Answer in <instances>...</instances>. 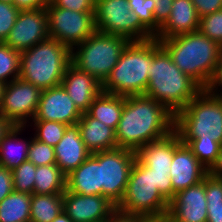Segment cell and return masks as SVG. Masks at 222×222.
I'll use <instances>...</instances> for the list:
<instances>
[{"instance_id":"1","label":"cell","mask_w":222,"mask_h":222,"mask_svg":"<svg viewBox=\"0 0 222 222\" xmlns=\"http://www.w3.org/2000/svg\"><path fill=\"white\" fill-rule=\"evenodd\" d=\"M175 115L146 95L125 96L116 129L117 148L137 151L143 145L169 136L174 131Z\"/></svg>"},{"instance_id":"2","label":"cell","mask_w":222,"mask_h":222,"mask_svg":"<svg viewBox=\"0 0 222 222\" xmlns=\"http://www.w3.org/2000/svg\"><path fill=\"white\" fill-rule=\"evenodd\" d=\"M203 89L173 62L157 38H153V61L144 95L176 115Z\"/></svg>"},{"instance_id":"3","label":"cell","mask_w":222,"mask_h":222,"mask_svg":"<svg viewBox=\"0 0 222 222\" xmlns=\"http://www.w3.org/2000/svg\"><path fill=\"white\" fill-rule=\"evenodd\" d=\"M175 65L202 89L213 80L222 47L199 30L172 38L158 39Z\"/></svg>"},{"instance_id":"4","label":"cell","mask_w":222,"mask_h":222,"mask_svg":"<svg viewBox=\"0 0 222 222\" xmlns=\"http://www.w3.org/2000/svg\"><path fill=\"white\" fill-rule=\"evenodd\" d=\"M152 61L153 38L131 41L102 83V92L122 96L144 95Z\"/></svg>"},{"instance_id":"5","label":"cell","mask_w":222,"mask_h":222,"mask_svg":"<svg viewBox=\"0 0 222 222\" xmlns=\"http://www.w3.org/2000/svg\"><path fill=\"white\" fill-rule=\"evenodd\" d=\"M20 78L41 90L61 85L71 64V49L56 39L47 38L20 52Z\"/></svg>"},{"instance_id":"6","label":"cell","mask_w":222,"mask_h":222,"mask_svg":"<svg viewBox=\"0 0 222 222\" xmlns=\"http://www.w3.org/2000/svg\"><path fill=\"white\" fill-rule=\"evenodd\" d=\"M180 140H214L222 146V97L203 89L175 115Z\"/></svg>"},{"instance_id":"7","label":"cell","mask_w":222,"mask_h":222,"mask_svg":"<svg viewBox=\"0 0 222 222\" xmlns=\"http://www.w3.org/2000/svg\"><path fill=\"white\" fill-rule=\"evenodd\" d=\"M131 41L96 31L71 50V63L103 83Z\"/></svg>"},{"instance_id":"8","label":"cell","mask_w":222,"mask_h":222,"mask_svg":"<svg viewBox=\"0 0 222 222\" xmlns=\"http://www.w3.org/2000/svg\"><path fill=\"white\" fill-rule=\"evenodd\" d=\"M117 209L129 214L142 215L150 220L168 214L169 202L158 191L154 173L137 159L131 169L124 197L117 205Z\"/></svg>"},{"instance_id":"9","label":"cell","mask_w":222,"mask_h":222,"mask_svg":"<svg viewBox=\"0 0 222 222\" xmlns=\"http://www.w3.org/2000/svg\"><path fill=\"white\" fill-rule=\"evenodd\" d=\"M96 30L108 35H120L130 41H145L155 36L131 11L127 0H101L95 4Z\"/></svg>"},{"instance_id":"10","label":"cell","mask_w":222,"mask_h":222,"mask_svg":"<svg viewBox=\"0 0 222 222\" xmlns=\"http://www.w3.org/2000/svg\"><path fill=\"white\" fill-rule=\"evenodd\" d=\"M46 11L49 38L56 39L71 50L97 31L95 12H78L55 7L51 2Z\"/></svg>"},{"instance_id":"11","label":"cell","mask_w":222,"mask_h":222,"mask_svg":"<svg viewBox=\"0 0 222 222\" xmlns=\"http://www.w3.org/2000/svg\"><path fill=\"white\" fill-rule=\"evenodd\" d=\"M91 155L100 164L102 196L118 205L124 197L130 172L136 160L135 151L115 148Z\"/></svg>"},{"instance_id":"12","label":"cell","mask_w":222,"mask_h":222,"mask_svg":"<svg viewBox=\"0 0 222 222\" xmlns=\"http://www.w3.org/2000/svg\"><path fill=\"white\" fill-rule=\"evenodd\" d=\"M42 90L16 78L4 86L0 115L14 126H27L34 118Z\"/></svg>"},{"instance_id":"13","label":"cell","mask_w":222,"mask_h":222,"mask_svg":"<svg viewBox=\"0 0 222 222\" xmlns=\"http://www.w3.org/2000/svg\"><path fill=\"white\" fill-rule=\"evenodd\" d=\"M49 38L46 8L19 11L13 28L5 40L10 48L22 52Z\"/></svg>"},{"instance_id":"14","label":"cell","mask_w":222,"mask_h":222,"mask_svg":"<svg viewBox=\"0 0 222 222\" xmlns=\"http://www.w3.org/2000/svg\"><path fill=\"white\" fill-rule=\"evenodd\" d=\"M117 209L109 198L100 195H79L67 188L63 193V211L73 222L108 220Z\"/></svg>"},{"instance_id":"15","label":"cell","mask_w":222,"mask_h":222,"mask_svg":"<svg viewBox=\"0 0 222 222\" xmlns=\"http://www.w3.org/2000/svg\"><path fill=\"white\" fill-rule=\"evenodd\" d=\"M82 113L62 85L42 90L36 114L32 120L57 121L76 125Z\"/></svg>"},{"instance_id":"16","label":"cell","mask_w":222,"mask_h":222,"mask_svg":"<svg viewBox=\"0 0 222 222\" xmlns=\"http://www.w3.org/2000/svg\"><path fill=\"white\" fill-rule=\"evenodd\" d=\"M207 213L204 177L198 184L175 194L167 215L175 222H206Z\"/></svg>"},{"instance_id":"17","label":"cell","mask_w":222,"mask_h":222,"mask_svg":"<svg viewBox=\"0 0 222 222\" xmlns=\"http://www.w3.org/2000/svg\"><path fill=\"white\" fill-rule=\"evenodd\" d=\"M169 176L172 182L173 198L175 194L203 181L208 169L203 166L185 144L174 150Z\"/></svg>"},{"instance_id":"18","label":"cell","mask_w":222,"mask_h":222,"mask_svg":"<svg viewBox=\"0 0 222 222\" xmlns=\"http://www.w3.org/2000/svg\"><path fill=\"white\" fill-rule=\"evenodd\" d=\"M61 85L81 113H86L94 99L102 92V83L72 63L64 73Z\"/></svg>"},{"instance_id":"19","label":"cell","mask_w":222,"mask_h":222,"mask_svg":"<svg viewBox=\"0 0 222 222\" xmlns=\"http://www.w3.org/2000/svg\"><path fill=\"white\" fill-rule=\"evenodd\" d=\"M54 151L56 165L66 176L78 168L91 154L85 147L77 124L67 127L62 139L54 147Z\"/></svg>"},{"instance_id":"20","label":"cell","mask_w":222,"mask_h":222,"mask_svg":"<svg viewBox=\"0 0 222 222\" xmlns=\"http://www.w3.org/2000/svg\"><path fill=\"white\" fill-rule=\"evenodd\" d=\"M181 144L179 135L173 131L163 139L150 142L139 148L136 159L151 168V172H170L174 150Z\"/></svg>"},{"instance_id":"21","label":"cell","mask_w":222,"mask_h":222,"mask_svg":"<svg viewBox=\"0 0 222 222\" xmlns=\"http://www.w3.org/2000/svg\"><path fill=\"white\" fill-rule=\"evenodd\" d=\"M200 17L191 0H173L167 22L155 36L157 39L172 38L199 30Z\"/></svg>"},{"instance_id":"22","label":"cell","mask_w":222,"mask_h":222,"mask_svg":"<svg viewBox=\"0 0 222 222\" xmlns=\"http://www.w3.org/2000/svg\"><path fill=\"white\" fill-rule=\"evenodd\" d=\"M86 149L92 154L117 148L116 130L82 113L77 122Z\"/></svg>"},{"instance_id":"23","label":"cell","mask_w":222,"mask_h":222,"mask_svg":"<svg viewBox=\"0 0 222 222\" xmlns=\"http://www.w3.org/2000/svg\"><path fill=\"white\" fill-rule=\"evenodd\" d=\"M66 188L79 195L102 196L100 164L91 154L66 176Z\"/></svg>"},{"instance_id":"24","label":"cell","mask_w":222,"mask_h":222,"mask_svg":"<svg viewBox=\"0 0 222 222\" xmlns=\"http://www.w3.org/2000/svg\"><path fill=\"white\" fill-rule=\"evenodd\" d=\"M27 126H14L0 142V166L13 170L28 159L31 137L23 138Z\"/></svg>"},{"instance_id":"25","label":"cell","mask_w":222,"mask_h":222,"mask_svg":"<svg viewBox=\"0 0 222 222\" xmlns=\"http://www.w3.org/2000/svg\"><path fill=\"white\" fill-rule=\"evenodd\" d=\"M124 102L125 96L101 92L94 99L87 113L116 130L121 118Z\"/></svg>"},{"instance_id":"26","label":"cell","mask_w":222,"mask_h":222,"mask_svg":"<svg viewBox=\"0 0 222 222\" xmlns=\"http://www.w3.org/2000/svg\"><path fill=\"white\" fill-rule=\"evenodd\" d=\"M32 194L13 191L0 202V222H30Z\"/></svg>"},{"instance_id":"27","label":"cell","mask_w":222,"mask_h":222,"mask_svg":"<svg viewBox=\"0 0 222 222\" xmlns=\"http://www.w3.org/2000/svg\"><path fill=\"white\" fill-rule=\"evenodd\" d=\"M66 190V175L56 164L37 166L34 194H63Z\"/></svg>"},{"instance_id":"28","label":"cell","mask_w":222,"mask_h":222,"mask_svg":"<svg viewBox=\"0 0 222 222\" xmlns=\"http://www.w3.org/2000/svg\"><path fill=\"white\" fill-rule=\"evenodd\" d=\"M63 211V194H32L30 222H52Z\"/></svg>"},{"instance_id":"29","label":"cell","mask_w":222,"mask_h":222,"mask_svg":"<svg viewBox=\"0 0 222 222\" xmlns=\"http://www.w3.org/2000/svg\"><path fill=\"white\" fill-rule=\"evenodd\" d=\"M205 195L207 199V221L222 222V178L205 176Z\"/></svg>"},{"instance_id":"30","label":"cell","mask_w":222,"mask_h":222,"mask_svg":"<svg viewBox=\"0 0 222 222\" xmlns=\"http://www.w3.org/2000/svg\"><path fill=\"white\" fill-rule=\"evenodd\" d=\"M27 127L33 128L35 139L55 147L62 139L68 125L57 121L32 120Z\"/></svg>"},{"instance_id":"31","label":"cell","mask_w":222,"mask_h":222,"mask_svg":"<svg viewBox=\"0 0 222 222\" xmlns=\"http://www.w3.org/2000/svg\"><path fill=\"white\" fill-rule=\"evenodd\" d=\"M20 52L0 42V83H7L20 76Z\"/></svg>"},{"instance_id":"32","label":"cell","mask_w":222,"mask_h":222,"mask_svg":"<svg viewBox=\"0 0 222 222\" xmlns=\"http://www.w3.org/2000/svg\"><path fill=\"white\" fill-rule=\"evenodd\" d=\"M182 144L188 146V148L197 157L198 161L209 169L216 161L217 155L219 154L221 145L210 139V140H181Z\"/></svg>"},{"instance_id":"33","label":"cell","mask_w":222,"mask_h":222,"mask_svg":"<svg viewBox=\"0 0 222 222\" xmlns=\"http://www.w3.org/2000/svg\"><path fill=\"white\" fill-rule=\"evenodd\" d=\"M36 169L37 166L27 160L17 168L11 170L14 191L33 194Z\"/></svg>"},{"instance_id":"34","label":"cell","mask_w":222,"mask_h":222,"mask_svg":"<svg viewBox=\"0 0 222 222\" xmlns=\"http://www.w3.org/2000/svg\"><path fill=\"white\" fill-rule=\"evenodd\" d=\"M128 6L133 13H135L141 23L156 36L160 27L156 24L153 13L155 9V3L153 0H127Z\"/></svg>"},{"instance_id":"35","label":"cell","mask_w":222,"mask_h":222,"mask_svg":"<svg viewBox=\"0 0 222 222\" xmlns=\"http://www.w3.org/2000/svg\"><path fill=\"white\" fill-rule=\"evenodd\" d=\"M27 159L36 166L56 164L54 147L31 136Z\"/></svg>"},{"instance_id":"36","label":"cell","mask_w":222,"mask_h":222,"mask_svg":"<svg viewBox=\"0 0 222 222\" xmlns=\"http://www.w3.org/2000/svg\"><path fill=\"white\" fill-rule=\"evenodd\" d=\"M199 31L222 47V9L201 17Z\"/></svg>"},{"instance_id":"37","label":"cell","mask_w":222,"mask_h":222,"mask_svg":"<svg viewBox=\"0 0 222 222\" xmlns=\"http://www.w3.org/2000/svg\"><path fill=\"white\" fill-rule=\"evenodd\" d=\"M19 11L15 5L0 2V42H5L9 36Z\"/></svg>"},{"instance_id":"38","label":"cell","mask_w":222,"mask_h":222,"mask_svg":"<svg viewBox=\"0 0 222 222\" xmlns=\"http://www.w3.org/2000/svg\"><path fill=\"white\" fill-rule=\"evenodd\" d=\"M55 7L70 9L78 12H95L94 0H52Z\"/></svg>"},{"instance_id":"39","label":"cell","mask_w":222,"mask_h":222,"mask_svg":"<svg viewBox=\"0 0 222 222\" xmlns=\"http://www.w3.org/2000/svg\"><path fill=\"white\" fill-rule=\"evenodd\" d=\"M154 173L155 185L160 194L170 202L173 199L172 182L169 172H152Z\"/></svg>"},{"instance_id":"40","label":"cell","mask_w":222,"mask_h":222,"mask_svg":"<svg viewBox=\"0 0 222 222\" xmlns=\"http://www.w3.org/2000/svg\"><path fill=\"white\" fill-rule=\"evenodd\" d=\"M155 3L154 19L161 28L168 20L172 9L173 0H153Z\"/></svg>"},{"instance_id":"41","label":"cell","mask_w":222,"mask_h":222,"mask_svg":"<svg viewBox=\"0 0 222 222\" xmlns=\"http://www.w3.org/2000/svg\"><path fill=\"white\" fill-rule=\"evenodd\" d=\"M199 17L212 14L222 9V0H191Z\"/></svg>"},{"instance_id":"42","label":"cell","mask_w":222,"mask_h":222,"mask_svg":"<svg viewBox=\"0 0 222 222\" xmlns=\"http://www.w3.org/2000/svg\"><path fill=\"white\" fill-rule=\"evenodd\" d=\"M13 191L12 171L0 166V202Z\"/></svg>"},{"instance_id":"43","label":"cell","mask_w":222,"mask_h":222,"mask_svg":"<svg viewBox=\"0 0 222 222\" xmlns=\"http://www.w3.org/2000/svg\"><path fill=\"white\" fill-rule=\"evenodd\" d=\"M108 222H152L142 215H134L116 209L108 218Z\"/></svg>"},{"instance_id":"44","label":"cell","mask_w":222,"mask_h":222,"mask_svg":"<svg viewBox=\"0 0 222 222\" xmlns=\"http://www.w3.org/2000/svg\"><path fill=\"white\" fill-rule=\"evenodd\" d=\"M48 4V0H15L14 2L20 11L44 9Z\"/></svg>"},{"instance_id":"45","label":"cell","mask_w":222,"mask_h":222,"mask_svg":"<svg viewBox=\"0 0 222 222\" xmlns=\"http://www.w3.org/2000/svg\"><path fill=\"white\" fill-rule=\"evenodd\" d=\"M208 90L212 92L213 94L222 97V51H221L220 58L218 61L216 74L213 80L211 81V84L208 87Z\"/></svg>"},{"instance_id":"46","label":"cell","mask_w":222,"mask_h":222,"mask_svg":"<svg viewBox=\"0 0 222 222\" xmlns=\"http://www.w3.org/2000/svg\"><path fill=\"white\" fill-rule=\"evenodd\" d=\"M208 174L213 177L222 178V146L220 148L219 154L217 155L216 161L208 169Z\"/></svg>"},{"instance_id":"47","label":"cell","mask_w":222,"mask_h":222,"mask_svg":"<svg viewBox=\"0 0 222 222\" xmlns=\"http://www.w3.org/2000/svg\"><path fill=\"white\" fill-rule=\"evenodd\" d=\"M14 125L8 121L4 116L0 115V142L8 134Z\"/></svg>"},{"instance_id":"48","label":"cell","mask_w":222,"mask_h":222,"mask_svg":"<svg viewBox=\"0 0 222 222\" xmlns=\"http://www.w3.org/2000/svg\"><path fill=\"white\" fill-rule=\"evenodd\" d=\"M52 222H73L65 213L62 211Z\"/></svg>"},{"instance_id":"49","label":"cell","mask_w":222,"mask_h":222,"mask_svg":"<svg viewBox=\"0 0 222 222\" xmlns=\"http://www.w3.org/2000/svg\"><path fill=\"white\" fill-rule=\"evenodd\" d=\"M152 222H175V221L172 220L168 215H164V216H162L160 218L152 220Z\"/></svg>"},{"instance_id":"50","label":"cell","mask_w":222,"mask_h":222,"mask_svg":"<svg viewBox=\"0 0 222 222\" xmlns=\"http://www.w3.org/2000/svg\"><path fill=\"white\" fill-rule=\"evenodd\" d=\"M4 86H5L4 84L0 83V106H1L2 94H3Z\"/></svg>"},{"instance_id":"51","label":"cell","mask_w":222,"mask_h":222,"mask_svg":"<svg viewBox=\"0 0 222 222\" xmlns=\"http://www.w3.org/2000/svg\"><path fill=\"white\" fill-rule=\"evenodd\" d=\"M0 2L8 3V4H11V5H14L15 0H0Z\"/></svg>"}]
</instances>
